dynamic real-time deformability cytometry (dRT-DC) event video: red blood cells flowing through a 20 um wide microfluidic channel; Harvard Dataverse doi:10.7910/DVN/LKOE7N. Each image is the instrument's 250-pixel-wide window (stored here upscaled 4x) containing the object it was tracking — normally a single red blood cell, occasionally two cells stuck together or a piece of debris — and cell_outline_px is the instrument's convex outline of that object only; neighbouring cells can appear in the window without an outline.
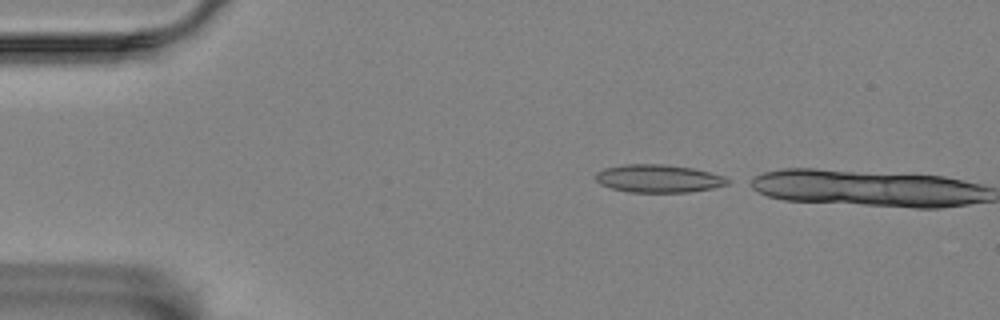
{"species": "Egyptian fruit bat (a non-hibernating species)", "species_latin": "Rousettus aegyptiacus", "temperature_condition": "room temperature", "stored_images_in_passage": 2, "camera_frame_rate_fps": 3000, "um_per_image_px": 0.085, "animal": {"sex": "female"}, "frame": {"image": 1, "passage_image": 1, "time_ms": 0.0, "image_size_px": [1000, 320], "cell_outline_px": [[732, 180], [728, 184], [712, 188], [688, 192], [628, 192], [612, 188], [600, 184], [596, 180], [596, 172], [604, 168], [624, 164], [664, 164], [692, 168], [724, 176]], "centroid_in_image_um": [55.96, 15.17], "position_along_channel_um": 29.0, "area_um2": 21.44}}